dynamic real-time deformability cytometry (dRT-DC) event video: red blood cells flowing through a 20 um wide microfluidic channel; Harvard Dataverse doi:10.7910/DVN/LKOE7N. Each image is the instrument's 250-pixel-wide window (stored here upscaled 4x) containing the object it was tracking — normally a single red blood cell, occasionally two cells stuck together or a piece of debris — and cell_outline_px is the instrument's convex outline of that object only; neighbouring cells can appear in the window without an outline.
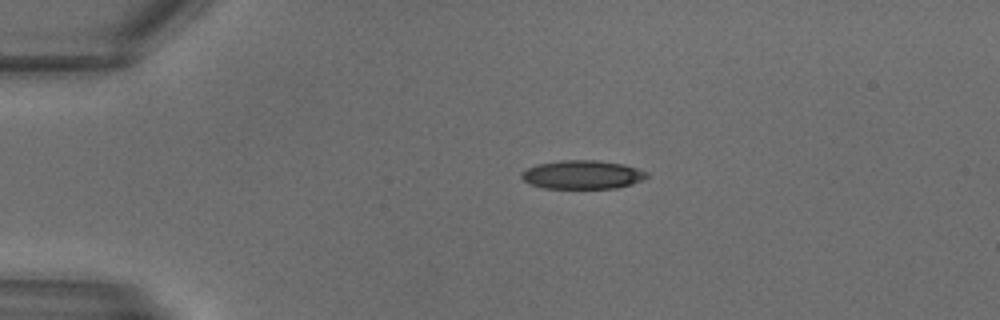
{"species": "common noctule bat (a hibernating species)", "species_latin": "Nyctalus noctula", "temperature_condition": "warm", "stored_images_in_passage": 11, "camera_frame_rate_fps": 3000, "um_per_image_px": 0.085, "animal": {"sex": "male", "body_mass_g": 18.8}, "frame": {"image": 1, "passage_image": 1, "time_ms": 0.0, "image_size_px": [1000, 320], "cell_outline_px": [[648, 176], [644, 180], [632, 184], [616, 188], [544, 188], [528, 184], [520, 176], [520, 172], [536, 164], [560, 160], [596, 160], [624, 164], [648, 172]], "centroid_in_image_um": [49.49, 14.84], "position_along_channel_um": 35.5, "area_um2": 21.1}}
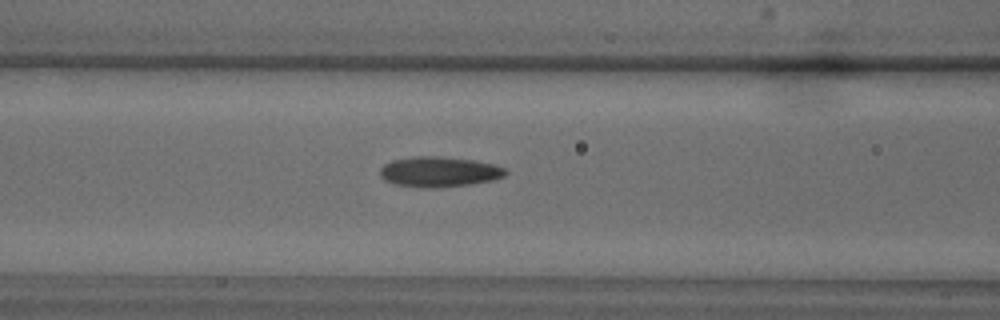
{"frame": {"image": 2, "passage_image": 7, "time_ms": 2.0, "image_size_px": [1000, 320], "cell_outline_px": [[508, 172], [504, 176], [496, 180], [472, 184], [440, 188], [420, 188], [396, 184], [384, 180], [380, 176], [380, 168], [384, 164], [392, 160], [412, 156], [436, 156], [476, 160], [496, 164], [504, 168]], "centroid_in_image_um": [37.35, 14.61], "position_along_channel_um": 129.2, "area_um2": 22.6}}
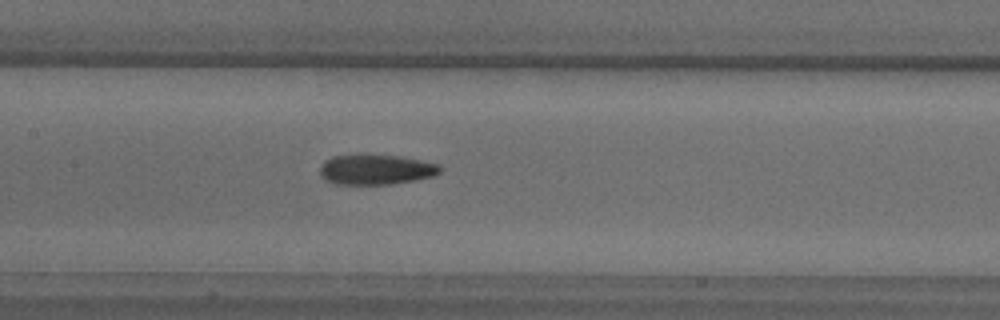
{"frame": {"image": 3, "passage_image": 9, "time_ms": 2.667, "image_size_px": [1000, 320], "cell_outline_px": [[444, 168], [436, 176], [416, 180], [392, 184], [336, 184], [324, 180], [320, 176], [320, 164], [324, 160], [332, 156], [356, 152], [368, 152], [400, 156], [440, 164]], "centroid_in_image_um": [31.93, 14.37], "position_along_channel_um": 175.5, "area_um2": 22.25}}